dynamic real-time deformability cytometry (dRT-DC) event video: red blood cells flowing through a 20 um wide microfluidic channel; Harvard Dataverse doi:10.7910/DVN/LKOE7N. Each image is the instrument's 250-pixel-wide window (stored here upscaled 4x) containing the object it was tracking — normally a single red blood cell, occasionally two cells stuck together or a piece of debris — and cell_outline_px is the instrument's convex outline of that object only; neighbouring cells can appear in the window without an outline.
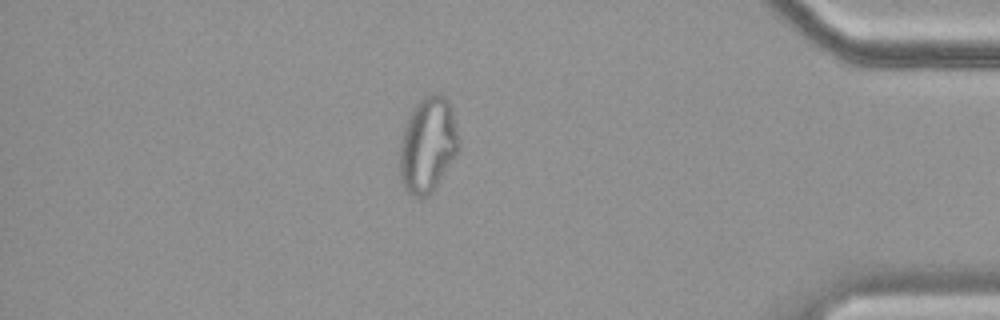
{"species": "common noctule bat (a hibernating species)", "species_latin": "Nyctalus noctula", "temperature_condition": "cold", "stored_images_in_passage": 57, "camera_frame_rate_fps": 3000, "um_per_image_px": 0.085, "animal": {"sex": "female", "body_mass_g": 19.9}, "frame": {"image": 1, "passage_image": 49, "time_ms": 16.0, "image_size_px": [1000, 320], "cell_outline_px": [[460, 148], [432, 192], [428, 196], [412, 196], [404, 188], [400, 180], [400, 148], [404, 128], [412, 108], [424, 96], [432, 92], [440, 92], [448, 100], [452, 112], [460, 140]], "centroid_in_image_um": [36.37, 12.29], "position_along_channel_um": 398.8, "area_um2": 32.77}}